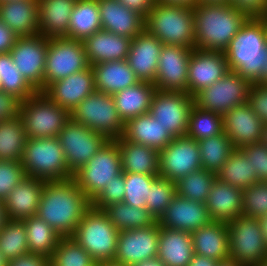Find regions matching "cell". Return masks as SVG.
<instances>
[{"mask_svg":"<svg viewBox=\"0 0 267 266\" xmlns=\"http://www.w3.org/2000/svg\"><path fill=\"white\" fill-rule=\"evenodd\" d=\"M256 84L261 86H267V46H266V56L261 70V76L259 77V81Z\"/></svg>","mask_w":267,"mask_h":266,"instance_id":"62","label":"cell"},{"mask_svg":"<svg viewBox=\"0 0 267 266\" xmlns=\"http://www.w3.org/2000/svg\"><path fill=\"white\" fill-rule=\"evenodd\" d=\"M216 176L221 181L242 190L258 182L251 161L239 149L232 152Z\"/></svg>","mask_w":267,"mask_h":266,"instance_id":"39","label":"cell"},{"mask_svg":"<svg viewBox=\"0 0 267 266\" xmlns=\"http://www.w3.org/2000/svg\"><path fill=\"white\" fill-rule=\"evenodd\" d=\"M201 168L198 142L187 135L173 138L159 151V176L162 178L176 183Z\"/></svg>","mask_w":267,"mask_h":266,"instance_id":"16","label":"cell"},{"mask_svg":"<svg viewBox=\"0 0 267 266\" xmlns=\"http://www.w3.org/2000/svg\"><path fill=\"white\" fill-rule=\"evenodd\" d=\"M91 200L73 178L44 183L37 216L46 221L62 238L71 237Z\"/></svg>","mask_w":267,"mask_h":266,"instance_id":"1","label":"cell"},{"mask_svg":"<svg viewBox=\"0 0 267 266\" xmlns=\"http://www.w3.org/2000/svg\"><path fill=\"white\" fill-rule=\"evenodd\" d=\"M196 5L227 6L230 5V0H197Z\"/></svg>","mask_w":267,"mask_h":266,"instance_id":"63","label":"cell"},{"mask_svg":"<svg viewBox=\"0 0 267 266\" xmlns=\"http://www.w3.org/2000/svg\"><path fill=\"white\" fill-rule=\"evenodd\" d=\"M206 203L189 200L178 194L157 220L162 227L192 233L210 222Z\"/></svg>","mask_w":267,"mask_h":266,"instance_id":"22","label":"cell"},{"mask_svg":"<svg viewBox=\"0 0 267 266\" xmlns=\"http://www.w3.org/2000/svg\"><path fill=\"white\" fill-rule=\"evenodd\" d=\"M132 266H166L158 257L142 260Z\"/></svg>","mask_w":267,"mask_h":266,"instance_id":"61","label":"cell"},{"mask_svg":"<svg viewBox=\"0 0 267 266\" xmlns=\"http://www.w3.org/2000/svg\"><path fill=\"white\" fill-rule=\"evenodd\" d=\"M248 104L262 122L267 123V86L251 84L248 91Z\"/></svg>","mask_w":267,"mask_h":266,"instance_id":"53","label":"cell"},{"mask_svg":"<svg viewBox=\"0 0 267 266\" xmlns=\"http://www.w3.org/2000/svg\"><path fill=\"white\" fill-rule=\"evenodd\" d=\"M119 233L103 210L91 207L71 237L99 263L114 260Z\"/></svg>","mask_w":267,"mask_h":266,"instance_id":"6","label":"cell"},{"mask_svg":"<svg viewBox=\"0 0 267 266\" xmlns=\"http://www.w3.org/2000/svg\"><path fill=\"white\" fill-rule=\"evenodd\" d=\"M123 137L161 151L173 140V136L150 113L132 118L125 123Z\"/></svg>","mask_w":267,"mask_h":266,"instance_id":"33","label":"cell"},{"mask_svg":"<svg viewBox=\"0 0 267 266\" xmlns=\"http://www.w3.org/2000/svg\"><path fill=\"white\" fill-rule=\"evenodd\" d=\"M193 49L164 44L159 55L157 90L188 93V61Z\"/></svg>","mask_w":267,"mask_h":266,"instance_id":"18","label":"cell"},{"mask_svg":"<svg viewBox=\"0 0 267 266\" xmlns=\"http://www.w3.org/2000/svg\"><path fill=\"white\" fill-rule=\"evenodd\" d=\"M222 117L224 133L236 149L260 142L264 123L248 103L233 107Z\"/></svg>","mask_w":267,"mask_h":266,"instance_id":"21","label":"cell"},{"mask_svg":"<svg viewBox=\"0 0 267 266\" xmlns=\"http://www.w3.org/2000/svg\"><path fill=\"white\" fill-rule=\"evenodd\" d=\"M195 48L221 51L227 48L248 17L231 5H195Z\"/></svg>","mask_w":267,"mask_h":266,"instance_id":"2","label":"cell"},{"mask_svg":"<svg viewBox=\"0 0 267 266\" xmlns=\"http://www.w3.org/2000/svg\"><path fill=\"white\" fill-rule=\"evenodd\" d=\"M159 175L125 173V195L123 202L136 208L146 207L151 183Z\"/></svg>","mask_w":267,"mask_h":266,"instance_id":"48","label":"cell"},{"mask_svg":"<svg viewBox=\"0 0 267 266\" xmlns=\"http://www.w3.org/2000/svg\"><path fill=\"white\" fill-rule=\"evenodd\" d=\"M156 87L151 82L137 84L112 95L115 107L124 123L142 114L149 113Z\"/></svg>","mask_w":267,"mask_h":266,"instance_id":"35","label":"cell"},{"mask_svg":"<svg viewBox=\"0 0 267 266\" xmlns=\"http://www.w3.org/2000/svg\"><path fill=\"white\" fill-rule=\"evenodd\" d=\"M8 220L9 219L5 209L4 201L0 200V231L3 229Z\"/></svg>","mask_w":267,"mask_h":266,"instance_id":"64","label":"cell"},{"mask_svg":"<svg viewBox=\"0 0 267 266\" xmlns=\"http://www.w3.org/2000/svg\"><path fill=\"white\" fill-rule=\"evenodd\" d=\"M193 106L194 98L186 92L156 90L149 113L175 138L186 135Z\"/></svg>","mask_w":267,"mask_h":266,"instance_id":"14","label":"cell"},{"mask_svg":"<svg viewBox=\"0 0 267 266\" xmlns=\"http://www.w3.org/2000/svg\"><path fill=\"white\" fill-rule=\"evenodd\" d=\"M0 251L7 261L29 253L25 223L23 220H8L0 231Z\"/></svg>","mask_w":267,"mask_h":266,"instance_id":"44","label":"cell"},{"mask_svg":"<svg viewBox=\"0 0 267 266\" xmlns=\"http://www.w3.org/2000/svg\"><path fill=\"white\" fill-rule=\"evenodd\" d=\"M177 194L176 183L158 176L150 186L146 208L158 220Z\"/></svg>","mask_w":267,"mask_h":266,"instance_id":"47","label":"cell"},{"mask_svg":"<svg viewBox=\"0 0 267 266\" xmlns=\"http://www.w3.org/2000/svg\"><path fill=\"white\" fill-rule=\"evenodd\" d=\"M251 83L235 71L227 72L216 81L198 93L194 105L200 109L224 115L233 107L248 103V91Z\"/></svg>","mask_w":267,"mask_h":266,"instance_id":"11","label":"cell"},{"mask_svg":"<svg viewBox=\"0 0 267 266\" xmlns=\"http://www.w3.org/2000/svg\"><path fill=\"white\" fill-rule=\"evenodd\" d=\"M70 114L71 119L104 135L108 140L123 136L125 123L120 118L111 95L95 90Z\"/></svg>","mask_w":267,"mask_h":266,"instance_id":"8","label":"cell"},{"mask_svg":"<svg viewBox=\"0 0 267 266\" xmlns=\"http://www.w3.org/2000/svg\"><path fill=\"white\" fill-rule=\"evenodd\" d=\"M102 30L133 39L145 29V18L118 0H98Z\"/></svg>","mask_w":267,"mask_h":266,"instance_id":"24","label":"cell"},{"mask_svg":"<svg viewBox=\"0 0 267 266\" xmlns=\"http://www.w3.org/2000/svg\"><path fill=\"white\" fill-rule=\"evenodd\" d=\"M96 266H126V265L112 260V261H104V262L96 263Z\"/></svg>","mask_w":267,"mask_h":266,"instance_id":"66","label":"cell"},{"mask_svg":"<svg viewBox=\"0 0 267 266\" xmlns=\"http://www.w3.org/2000/svg\"><path fill=\"white\" fill-rule=\"evenodd\" d=\"M229 71L223 52L194 48L188 61V94L194 96Z\"/></svg>","mask_w":267,"mask_h":266,"instance_id":"19","label":"cell"},{"mask_svg":"<svg viewBox=\"0 0 267 266\" xmlns=\"http://www.w3.org/2000/svg\"><path fill=\"white\" fill-rule=\"evenodd\" d=\"M0 266H8V261L0 251Z\"/></svg>","mask_w":267,"mask_h":266,"instance_id":"70","label":"cell"},{"mask_svg":"<svg viewBox=\"0 0 267 266\" xmlns=\"http://www.w3.org/2000/svg\"><path fill=\"white\" fill-rule=\"evenodd\" d=\"M103 211L119 231L147 227L157 221L146 207L136 208L125 202L111 204Z\"/></svg>","mask_w":267,"mask_h":266,"instance_id":"38","label":"cell"},{"mask_svg":"<svg viewBox=\"0 0 267 266\" xmlns=\"http://www.w3.org/2000/svg\"><path fill=\"white\" fill-rule=\"evenodd\" d=\"M259 221L261 223V227L263 230V234L267 243V214L261 218H259Z\"/></svg>","mask_w":267,"mask_h":266,"instance_id":"65","label":"cell"},{"mask_svg":"<svg viewBox=\"0 0 267 266\" xmlns=\"http://www.w3.org/2000/svg\"><path fill=\"white\" fill-rule=\"evenodd\" d=\"M8 266H50V258L44 255L28 253L8 261Z\"/></svg>","mask_w":267,"mask_h":266,"instance_id":"56","label":"cell"},{"mask_svg":"<svg viewBox=\"0 0 267 266\" xmlns=\"http://www.w3.org/2000/svg\"><path fill=\"white\" fill-rule=\"evenodd\" d=\"M0 91H2V81H1V76H0Z\"/></svg>","mask_w":267,"mask_h":266,"instance_id":"72","label":"cell"},{"mask_svg":"<svg viewBox=\"0 0 267 266\" xmlns=\"http://www.w3.org/2000/svg\"><path fill=\"white\" fill-rule=\"evenodd\" d=\"M121 172L118 144L116 140H108L85 165L73 173L72 178L92 201L112 181V177Z\"/></svg>","mask_w":267,"mask_h":266,"instance_id":"10","label":"cell"},{"mask_svg":"<svg viewBox=\"0 0 267 266\" xmlns=\"http://www.w3.org/2000/svg\"><path fill=\"white\" fill-rule=\"evenodd\" d=\"M243 190L215 178L206 201L211 221L229 223L242 216Z\"/></svg>","mask_w":267,"mask_h":266,"instance_id":"25","label":"cell"},{"mask_svg":"<svg viewBox=\"0 0 267 266\" xmlns=\"http://www.w3.org/2000/svg\"><path fill=\"white\" fill-rule=\"evenodd\" d=\"M76 0H38L39 34L46 38L66 37Z\"/></svg>","mask_w":267,"mask_h":266,"instance_id":"29","label":"cell"},{"mask_svg":"<svg viewBox=\"0 0 267 266\" xmlns=\"http://www.w3.org/2000/svg\"><path fill=\"white\" fill-rule=\"evenodd\" d=\"M217 266H241L239 263L232 261L231 259L219 261Z\"/></svg>","mask_w":267,"mask_h":266,"instance_id":"68","label":"cell"},{"mask_svg":"<svg viewBox=\"0 0 267 266\" xmlns=\"http://www.w3.org/2000/svg\"><path fill=\"white\" fill-rule=\"evenodd\" d=\"M197 0H155V2L168 4V5H181L187 7H194Z\"/></svg>","mask_w":267,"mask_h":266,"instance_id":"60","label":"cell"},{"mask_svg":"<svg viewBox=\"0 0 267 266\" xmlns=\"http://www.w3.org/2000/svg\"><path fill=\"white\" fill-rule=\"evenodd\" d=\"M17 35L0 20V54L10 52Z\"/></svg>","mask_w":267,"mask_h":266,"instance_id":"57","label":"cell"},{"mask_svg":"<svg viewBox=\"0 0 267 266\" xmlns=\"http://www.w3.org/2000/svg\"><path fill=\"white\" fill-rule=\"evenodd\" d=\"M160 225L120 231L114 261L132 266L142 260L158 257Z\"/></svg>","mask_w":267,"mask_h":266,"instance_id":"17","label":"cell"},{"mask_svg":"<svg viewBox=\"0 0 267 266\" xmlns=\"http://www.w3.org/2000/svg\"><path fill=\"white\" fill-rule=\"evenodd\" d=\"M145 29L163 44L195 48L193 7L155 2Z\"/></svg>","mask_w":267,"mask_h":266,"instance_id":"4","label":"cell"},{"mask_svg":"<svg viewBox=\"0 0 267 266\" xmlns=\"http://www.w3.org/2000/svg\"><path fill=\"white\" fill-rule=\"evenodd\" d=\"M266 46L267 38L261 20L248 18L223 52L229 70L256 84L261 76Z\"/></svg>","mask_w":267,"mask_h":266,"instance_id":"3","label":"cell"},{"mask_svg":"<svg viewBox=\"0 0 267 266\" xmlns=\"http://www.w3.org/2000/svg\"><path fill=\"white\" fill-rule=\"evenodd\" d=\"M193 255V237L190 232L160 226L158 258L166 266H188Z\"/></svg>","mask_w":267,"mask_h":266,"instance_id":"31","label":"cell"},{"mask_svg":"<svg viewBox=\"0 0 267 266\" xmlns=\"http://www.w3.org/2000/svg\"><path fill=\"white\" fill-rule=\"evenodd\" d=\"M45 181L25 177L4 200L8 219L24 220L37 215L41 192Z\"/></svg>","mask_w":267,"mask_h":266,"instance_id":"27","label":"cell"},{"mask_svg":"<svg viewBox=\"0 0 267 266\" xmlns=\"http://www.w3.org/2000/svg\"><path fill=\"white\" fill-rule=\"evenodd\" d=\"M50 266H96V262L72 237H65L53 251Z\"/></svg>","mask_w":267,"mask_h":266,"instance_id":"46","label":"cell"},{"mask_svg":"<svg viewBox=\"0 0 267 266\" xmlns=\"http://www.w3.org/2000/svg\"><path fill=\"white\" fill-rule=\"evenodd\" d=\"M25 177L27 175L21 162L0 160V200L4 201Z\"/></svg>","mask_w":267,"mask_h":266,"instance_id":"51","label":"cell"},{"mask_svg":"<svg viewBox=\"0 0 267 266\" xmlns=\"http://www.w3.org/2000/svg\"><path fill=\"white\" fill-rule=\"evenodd\" d=\"M125 173L122 171L112 177L100 193L91 201V207L97 210H103L107 206L120 203L124 200L125 195Z\"/></svg>","mask_w":267,"mask_h":266,"instance_id":"50","label":"cell"},{"mask_svg":"<svg viewBox=\"0 0 267 266\" xmlns=\"http://www.w3.org/2000/svg\"><path fill=\"white\" fill-rule=\"evenodd\" d=\"M69 170L74 173L85 165L108 141L97 132L70 119L58 135Z\"/></svg>","mask_w":267,"mask_h":266,"instance_id":"13","label":"cell"},{"mask_svg":"<svg viewBox=\"0 0 267 266\" xmlns=\"http://www.w3.org/2000/svg\"><path fill=\"white\" fill-rule=\"evenodd\" d=\"M242 215L261 218L267 214V182H256L243 189Z\"/></svg>","mask_w":267,"mask_h":266,"instance_id":"49","label":"cell"},{"mask_svg":"<svg viewBox=\"0 0 267 266\" xmlns=\"http://www.w3.org/2000/svg\"><path fill=\"white\" fill-rule=\"evenodd\" d=\"M259 266H267V257L261 262Z\"/></svg>","mask_w":267,"mask_h":266,"instance_id":"71","label":"cell"},{"mask_svg":"<svg viewBox=\"0 0 267 266\" xmlns=\"http://www.w3.org/2000/svg\"><path fill=\"white\" fill-rule=\"evenodd\" d=\"M202 169L217 174L236 149L229 137L222 134L198 140Z\"/></svg>","mask_w":267,"mask_h":266,"instance_id":"41","label":"cell"},{"mask_svg":"<svg viewBox=\"0 0 267 266\" xmlns=\"http://www.w3.org/2000/svg\"><path fill=\"white\" fill-rule=\"evenodd\" d=\"M23 221L26 228L29 253L50 258L62 237L37 215L28 217Z\"/></svg>","mask_w":267,"mask_h":266,"instance_id":"37","label":"cell"},{"mask_svg":"<svg viewBox=\"0 0 267 266\" xmlns=\"http://www.w3.org/2000/svg\"><path fill=\"white\" fill-rule=\"evenodd\" d=\"M218 263L219 261L217 260L194 254L188 266H217Z\"/></svg>","mask_w":267,"mask_h":266,"instance_id":"59","label":"cell"},{"mask_svg":"<svg viewBox=\"0 0 267 266\" xmlns=\"http://www.w3.org/2000/svg\"><path fill=\"white\" fill-rule=\"evenodd\" d=\"M229 257L241 266H259L267 257V243L258 218L239 216L228 223Z\"/></svg>","mask_w":267,"mask_h":266,"instance_id":"9","label":"cell"},{"mask_svg":"<svg viewBox=\"0 0 267 266\" xmlns=\"http://www.w3.org/2000/svg\"><path fill=\"white\" fill-rule=\"evenodd\" d=\"M91 67L94 72L95 89L101 93L112 96L140 82L127 60L103 62Z\"/></svg>","mask_w":267,"mask_h":266,"instance_id":"32","label":"cell"},{"mask_svg":"<svg viewBox=\"0 0 267 266\" xmlns=\"http://www.w3.org/2000/svg\"><path fill=\"white\" fill-rule=\"evenodd\" d=\"M24 124L20 116L0 122V160L22 159L27 141Z\"/></svg>","mask_w":267,"mask_h":266,"instance_id":"40","label":"cell"},{"mask_svg":"<svg viewBox=\"0 0 267 266\" xmlns=\"http://www.w3.org/2000/svg\"><path fill=\"white\" fill-rule=\"evenodd\" d=\"M259 19L261 20L265 28V33H266V38H267V11L262 16H260Z\"/></svg>","mask_w":267,"mask_h":266,"instance_id":"69","label":"cell"},{"mask_svg":"<svg viewBox=\"0 0 267 266\" xmlns=\"http://www.w3.org/2000/svg\"><path fill=\"white\" fill-rule=\"evenodd\" d=\"M0 76L2 91L13 94L21 101L37 92L16 68L9 52L0 54Z\"/></svg>","mask_w":267,"mask_h":266,"instance_id":"42","label":"cell"},{"mask_svg":"<svg viewBox=\"0 0 267 266\" xmlns=\"http://www.w3.org/2000/svg\"><path fill=\"white\" fill-rule=\"evenodd\" d=\"M239 150L251 161L258 182H267V147L259 142L246 145Z\"/></svg>","mask_w":267,"mask_h":266,"instance_id":"52","label":"cell"},{"mask_svg":"<svg viewBox=\"0 0 267 266\" xmlns=\"http://www.w3.org/2000/svg\"><path fill=\"white\" fill-rule=\"evenodd\" d=\"M228 224L210 221L208 224L193 231L194 254L202 255L217 261L230 259Z\"/></svg>","mask_w":267,"mask_h":266,"instance_id":"30","label":"cell"},{"mask_svg":"<svg viewBox=\"0 0 267 266\" xmlns=\"http://www.w3.org/2000/svg\"><path fill=\"white\" fill-rule=\"evenodd\" d=\"M116 142L124 173L159 175V151L128 141L123 136L116 139Z\"/></svg>","mask_w":267,"mask_h":266,"instance_id":"34","label":"cell"},{"mask_svg":"<svg viewBox=\"0 0 267 266\" xmlns=\"http://www.w3.org/2000/svg\"><path fill=\"white\" fill-rule=\"evenodd\" d=\"M163 45L146 29L132 39L126 60L139 81L155 82Z\"/></svg>","mask_w":267,"mask_h":266,"instance_id":"23","label":"cell"},{"mask_svg":"<svg viewBox=\"0 0 267 266\" xmlns=\"http://www.w3.org/2000/svg\"><path fill=\"white\" fill-rule=\"evenodd\" d=\"M38 0L0 2V20L18 37L39 34Z\"/></svg>","mask_w":267,"mask_h":266,"instance_id":"28","label":"cell"},{"mask_svg":"<svg viewBox=\"0 0 267 266\" xmlns=\"http://www.w3.org/2000/svg\"><path fill=\"white\" fill-rule=\"evenodd\" d=\"M21 100L13 94L0 91V122L15 119L20 114Z\"/></svg>","mask_w":267,"mask_h":266,"instance_id":"54","label":"cell"},{"mask_svg":"<svg viewBox=\"0 0 267 266\" xmlns=\"http://www.w3.org/2000/svg\"><path fill=\"white\" fill-rule=\"evenodd\" d=\"M131 38L100 30L82 42L89 65L116 60H126L130 51Z\"/></svg>","mask_w":267,"mask_h":266,"instance_id":"26","label":"cell"},{"mask_svg":"<svg viewBox=\"0 0 267 266\" xmlns=\"http://www.w3.org/2000/svg\"><path fill=\"white\" fill-rule=\"evenodd\" d=\"M230 5L248 18H259L267 11V0H230Z\"/></svg>","mask_w":267,"mask_h":266,"instance_id":"55","label":"cell"},{"mask_svg":"<svg viewBox=\"0 0 267 266\" xmlns=\"http://www.w3.org/2000/svg\"><path fill=\"white\" fill-rule=\"evenodd\" d=\"M48 44L49 38L40 34L17 37L9 52L16 68L36 91H44Z\"/></svg>","mask_w":267,"mask_h":266,"instance_id":"15","label":"cell"},{"mask_svg":"<svg viewBox=\"0 0 267 266\" xmlns=\"http://www.w3.org/2000/svg\"><path fill=\"white\" fill-rule=\"evenodd\" d=\"M260 143L267 147V123L264 124L262 135L260 139Z\"/></svg>","mask_w":267,"mask_h":266,"instance_id":"67","label":"cell"},{"mask_svg":"<svg viewBox=\"0 0 267 266\" xmlns=\"http://www.w3.org/2000/svg\"><path fill=\"white\" fill-rule=\"evenodd\" d=\"M83 42L66 37L49 38L44 72V90L55 81L89 67Z\"/></svg>","mask_w":267,"mask_h":266,"instance_id":"12","label":"cell"},{"mask_svg":"<svg viewBox=\"0 0 267 266\" xmlns=\"http://www.w3.org/2000/svg\"><path fill=\"white\" fill-rule=\"evenodd\" d=\"M216 177L214 172L202 168L195 170L176 182L177 194L189 200L206 203Z\"/></svg>","mask_w":267,"mask_h":266,"instance_id":"43","label":"cell"},{"mask_svg":"<svg viewBox=\"0 0 267 266\" xmlns=\"http://www.w3.org/2000/svg\"><path fill=\"white\" fill-rule=\"evenodd\" d=\"M20 162L27 176L45 182L73 177L58 137L28 138Z\"/></svg>","mask_w":267,"mask_h":266,"instance_id":"5","label":"cell"},{"mask_svg":"<svg viewBox=\"0 0 267 266\" xmlns=\"http://www.w3.org/2000/svg\"><path fill=\"white\" fill-rule=\"evenodd\" d=\"M102 30L98 0H76L66 38L83 41Z\"/></svg>","mask_w":267,"mask_h":266,"instance_id":"36","label":"cell"},{"mask_svg":"<svg viewBox=\"0 0 267 266\" xmlns=\"http://www.w3.org/2000/svg\"><path fill=\"white\" fill-rule=\"evenodd\" d=\"M95 90L94 72L89 66L87 69L51 83L43 93L54 103L71 113L80 102Z\"/></svg>","mask_w":267,"mask_h":266,"instance_id":"20","label":"cell"},{"mask_svg":"<svg viewBox=\"0 0 267 266\" xmlns=\"http://www.w3.org/2000/svg\"><path fill=\"white\" fill-rule=\"evenodd\" d=\"M122 5H125L129 9L137 12L144 18L155 4V0H118Z\"/></svg>","mask_w":267,"mask_h":266,"instance_id":"58","label":"cell"},{"mask_svg":"<svg viewBox=\"0 0 267 266\" xmlns=\"http://www.w3.org/2000/svg\"><path fill=\"white\" fill-rule=\"evenodd\" d=\"M223 117L193 106L188 119L186 135L196 141L222 134Z\"/></svg>","mask_w":267,"mask_h":266,"instance_id":"45","label":"cell"},{"mask_svg":"<svg viewBox=\"0 0 267 266\" xmlns=\"http://www.w3.org/2000/svg\"><path fill=\"white\" fill-rule=\"evenodd\" d=\"M27 138L58 137L71 119L68 110L54 103L47 95L37 91L21 101L20 114Z\"/></svg>","mask_w":267,"mask_h":266,"instance_id":"7","label":"cell"}]
</instances>
